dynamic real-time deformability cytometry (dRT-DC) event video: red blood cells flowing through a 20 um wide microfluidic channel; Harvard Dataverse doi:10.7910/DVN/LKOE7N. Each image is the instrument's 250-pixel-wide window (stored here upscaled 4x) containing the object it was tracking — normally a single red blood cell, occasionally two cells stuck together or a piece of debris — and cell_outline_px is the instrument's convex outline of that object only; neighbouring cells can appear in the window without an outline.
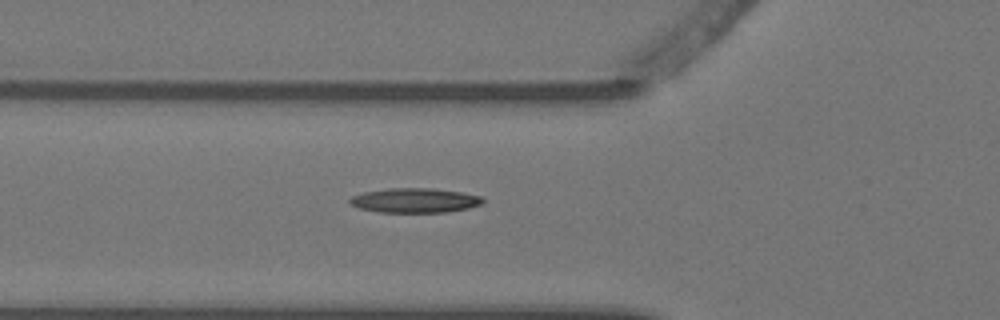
{"species": "Egyptian fruit bat (a non-hibernating species)", "species_latin": "Rousettus aegyptiacus", "temperature_condition": "warm", "stored_images_in_passage": 3, "segment_of_instrument_passage": [1, 2], "camera_frame_rate_fps": 3000, "um_per_image_px": 0.085, "animal": {"sex": "female"}, "frame": {"image": 1, "passage_image": 2, "time_ms": 0.333, "image_size_px": [1000, 320], "cell_outline_px": [[484, 200], [480, 204], [468, 208], [448, 212], [376, 212], [360, 208], [352, 204], [348, 200], [352, 196], [364, 192], [388, 188], [432, 188], [460, 192], [480, 196]], "centroid_in_image_um": [35.24, 17.03], "position_along_channel_um": 90.6, "area_um2": 18.9}}